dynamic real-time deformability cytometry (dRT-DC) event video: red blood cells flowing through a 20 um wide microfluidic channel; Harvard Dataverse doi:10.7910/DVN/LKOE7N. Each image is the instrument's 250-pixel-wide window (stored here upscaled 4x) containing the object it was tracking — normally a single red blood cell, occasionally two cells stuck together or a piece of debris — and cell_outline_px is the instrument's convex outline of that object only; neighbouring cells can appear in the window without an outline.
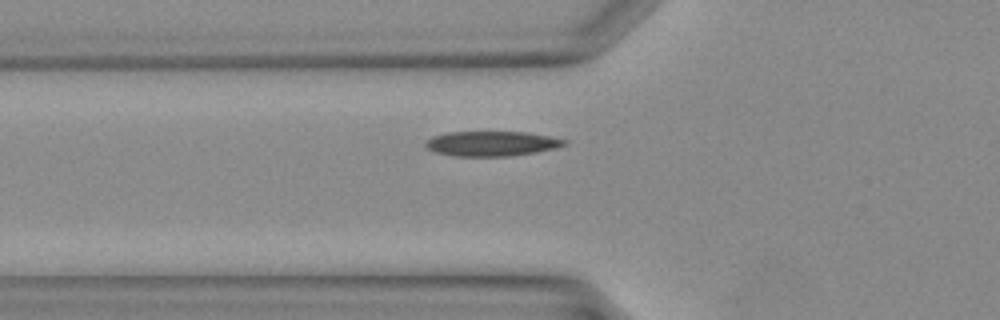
{"species": "Egyptian fruit bat (a non-hibernating species)", "species_latin": "Rousettus aegyptiacus", "temperature_condition": "warm", "stored_images_in_passage": 30, "camera_frame_rate_fps": 3000, "um_per_image_px": 0.085, "animal": {"sex": "female"}, "frame": {"image": 1, "passage_image": 8, "time_ms": 2.333, "image_size_px": [1000, 320], "cell_outline_px": [[568, 144], [536, 152], [508, 156], [452, 156], [436, 152], [428, 148], [424, 144], [432, 136], [448, 132], [528, 132], [568, 140]], "centroid_in_image_um": [41.79, 12.2], "position_along_channel_um": 84.0, "area_um2": 20.0}}
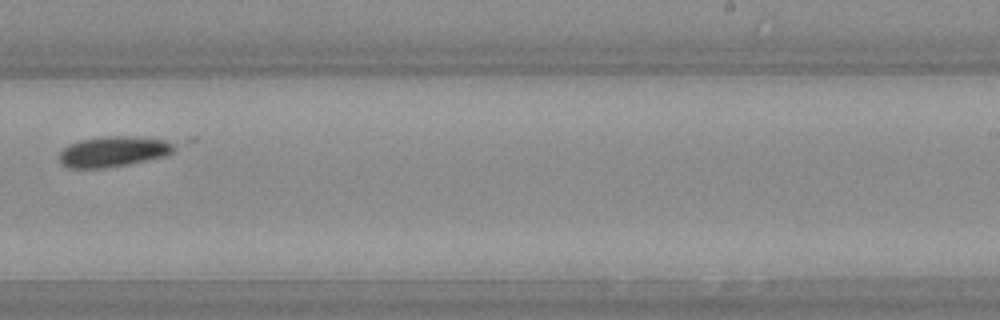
{"frame": {"image": 2, "passage_image": 19, "time_ms": 6.0, "image_size_px": [1000, 320], "cell_outline_px": [[172, 152], [164, 156], [128, 164], [104, 168], [68, 168], [60, 164], [60, 152], [68, 144], [80, 140], [100, 136], [136, 136], [168, 140], [172, 144]], "centroid_in_image_um": [9.58, 12.87], "position_along_channel_um": 279.4, "area_um2": 20.4}}
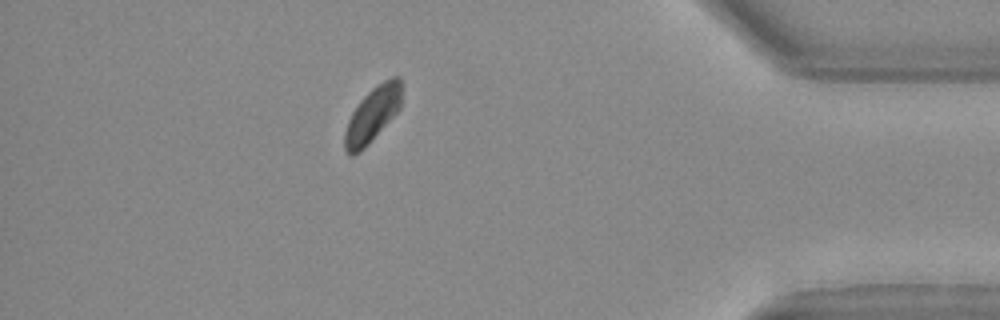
{"frame": {"image": 3, "passage_image": 28, "time_ms": 9.0, "image_size_px": [1000, 320], "cell_outline_px": [[400, 108], [368, 144], [364, 148], [352, 156], [348, 156], [344, 148], [344, 132], [348, 120], [352, 112], [360, 100], [376, 84], [392, 76], [400, 76]], "centroid_in_image_um": [31.62, 9.74], "position_along_channel_um": 403.6, "area_um2": 18.03}}